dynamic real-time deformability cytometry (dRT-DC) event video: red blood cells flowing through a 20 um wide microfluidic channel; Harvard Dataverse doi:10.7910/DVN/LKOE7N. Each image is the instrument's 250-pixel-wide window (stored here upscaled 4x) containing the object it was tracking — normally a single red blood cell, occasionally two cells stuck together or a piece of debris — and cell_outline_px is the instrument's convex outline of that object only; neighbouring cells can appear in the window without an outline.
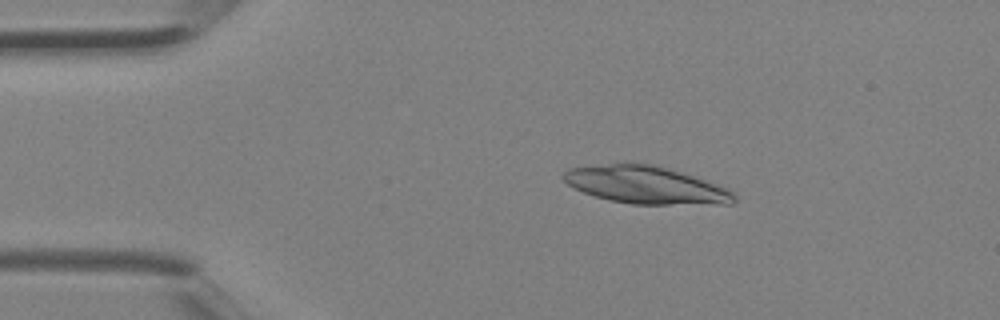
{"species": "Egyptian fruit bat (a non-hibernating species)", "species_latin": "Rousettus aegyptiacus", "temperature_condition": "room temperature", "stored_images_in_passage": 2, "camera_frame_rate_fps": 3000, "um_per_image_px": 0.085, "animal": {"sex": "female"}, "frame": {"image": 1, "passage_image": 1, "time_ms": 0.0, "image_size_px": [1000, 320], "cell_outline_px": [[736, 200], [732, 204], [632, 204], [608, 200], [584, 192], [568, 184], [560, 176], [568, 168], [612, 164], [656, 164], [728, 188], [736, 192]], "centroid_in_image_um": [54.94, 15.74], "position_along_channel_um": 30.1, "area_um2": 36.99}}